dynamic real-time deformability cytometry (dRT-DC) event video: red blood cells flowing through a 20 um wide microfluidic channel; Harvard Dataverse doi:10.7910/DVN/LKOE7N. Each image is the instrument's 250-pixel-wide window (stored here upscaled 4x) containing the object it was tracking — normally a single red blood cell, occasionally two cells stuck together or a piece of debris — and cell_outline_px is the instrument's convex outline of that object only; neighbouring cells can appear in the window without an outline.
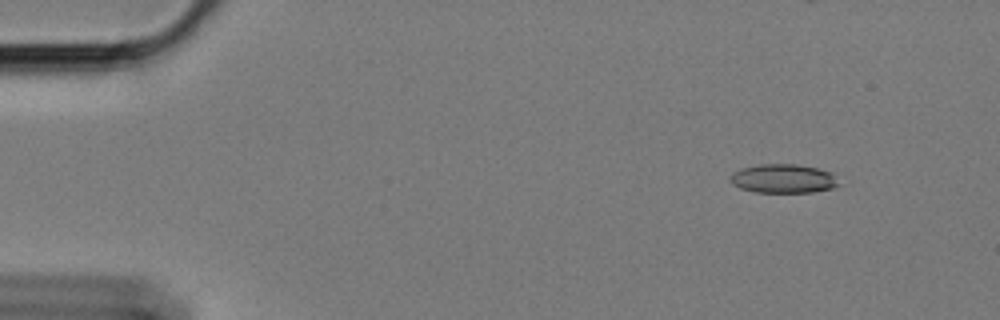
{"species": "Egyptian fruit bat (a non-hibernating species)", "species_latin": "Rousettus aegyptiacus", "temperature_condition": "cold", "stored_images_in_passage": 42, "camera_frame_rate_fps": 3000, "um_per_image_px": 0.085, "animal": {"sex": "female"}, "frame": {"image": 1, "passage_image": 3, "time_ms": 0.667, "image_size_px": [1000, 320], "cell_outline_px": [[836, 184], [832, 188], [812, 192], [756, 192], [740, 188], [732, 184], [728, 180], [732, 172], [744, 168], [760, 164], [796, 164], [816, 168], [832, 172]], "centroid_in_image_um": [66.51, 15.18], "position_along_channel_um": 18.5, "area_um2": 18.03}}
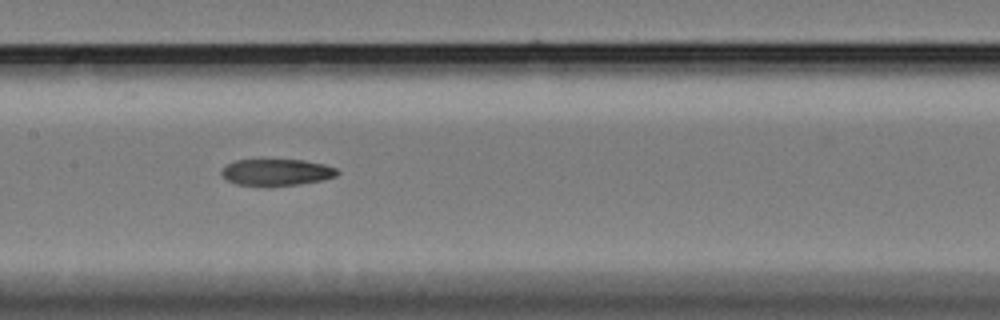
{"frame": {"image": 2, "passage_image": 26, "time_ms": 8.333, "image_size_px": [1000, 320], "cell_outline_px": [[340, 172], [336, 176], [320, 180], [272, 188], [268, 188], [236, 184], [228, 180], [220, 172], [228, 164], [236, 160], [260, 156], [304, 160], [324, 164], [336, 168]], "centroid_in_image_um": [23.46, 14.61], "position_along_channel_um": 183.9, "area_um2": 19.13}}
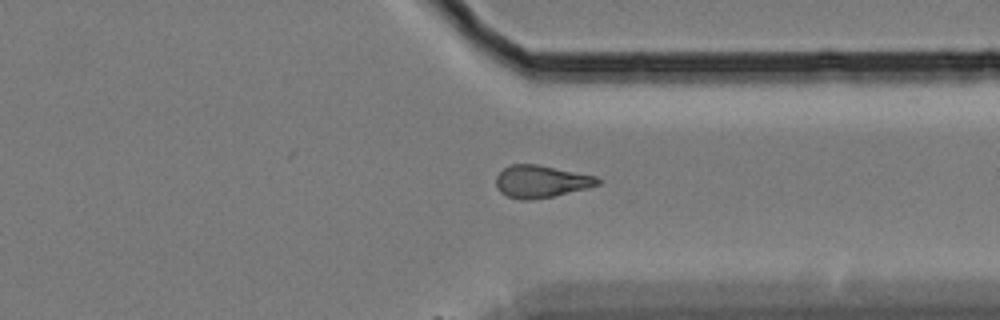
{"frame": {"image": 3, "passage_image": 42, "time_ms": 13.667, "image_size_px": [1000, 320], "cell_outline_px": [[604, 180], [600, 184], [588, 188], [552, 196], [532, 200], [520, 200], [508, 196], [500, 192], [496, 188], [496, 176], [504, 168], [512, 164], [536, 164], [596, 176]], "centroid_in_image_um": [46.0, 15.43], "position_along_channel_um": 365.4, "area_um2": 19.19}}